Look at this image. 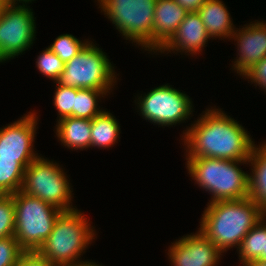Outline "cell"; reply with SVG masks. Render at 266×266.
<instances>
[{
    "instance_id": "30",
    "label": "cell",
    "mask_w": 266,
    "mask_h": 266,
    "mask_svg": "<svg viewBox=\"0 0 266 266\" xmlns=\"http://www.w3.org/2000/svg\"><path fill=\"white\" fill-rule=\"evenodd\" d=\"M187 12H197L206 0H174Z\"/></svg>"
},
{
    "instance_id": "12",
    "label": "cell",
    "mask_w": 266,
    "mask_h": 266,
    "mask_svg": "<svg viewBox=\"0 0 266 266\" xmlns=\"http://www.w3.org/2000/svg\"><path fill=\"white\" fill-rule=\"evenodd\" d=\"M171 266H218L222 252L198 229L169 245Z\"/></svg>"
},
{
    "instance_id": "6",
    "label": "cell",
    "mask_w": 266,
    "mask_h": 266,
    "mask_svg": "<svg viewBox=\"0 0 266 266\" xmlns=\"http://www.w3.org/2000/svg\"><path fill=\"white\" fill-rule=\"evenodd\" d=\"M105 17L125 40L152 54L154 12L157 0H97ZM138 44V46H137Z\"/></svg>"
},
{
    "instance_id": "15",
    "label": "cell",
    "mask_w": 266,
    "mask_h": 266,
    "mask_svg": "<svg viewBox=\"0 0 266 266\" xmlns=\"http://www.w3.org/2000/svg\"><path fill=\"white\" fill-rule=\"evenodd\" d=\"M188 12L174 0H157L154 12L152 53H157L177 31Z\"/></svg>"
},
{
    "instance_id": "14",
    "label": "cell",
    "mask_w": 266,
    "mask_h": 266,
    "mask_svg": "<svg viewBox=\"0 0 266 266\" xmlns=\"http://www.w3.org/2000/svg\"><path fill=\"white\" fill-rule=\"evenodd\" d=\"M210 39L200 15L197 12H188L177 31L155 55L172 52L195 57L194 55L203 51Z\"/></svg>"
},
{
    "instance_id": "3",
    "label": "cell",
    "mask_w": 266,
    "mask_h": 266,
    "mask_svg": "<svg viewBox=\"0 0 266 266\" xmlns=\"http://www.w3.org/2000/svg\"><path fill=\"white\" fill-rule=\"evenodd\" d=\"M82 212L77 208L63 211L58 216L49 237L37 250L42 258L53 265L96 264L91 260H81L89 244L96 238L95 227Z\"/></svg>"
},
{
    "instance_id": "31",
    "label": "cell",
    "mask_w": 266,
    "mask_h": 266,
    "mask_svg": "<svg viewBox=\"0 0 266 266\" xmlns=\"http://www.w3.org/2000/svg\"><path fill=\"white\" fill-rule=\"evenodd\" d=\"M243 266H266V261L264 260H252L249 262L242 263Z\"/></svg>"
},
{
    "instance_id": "1",
    "label": "cell",
    "mask_w": 266,
    "mask_h": 266,
    "mask_svg": "<svg viewBox=\"0 0 266 266\" xmlns=\"http://www.w3.org/2000/svg\"><path fill=\"white\" fill-rule=\"evenodd\" d=\"M181 134L185 158L208 157L248 161L255 144L239 121L210 106Z\"/></svg>"
},
{
    "instance_id": "34",
    "label": "cell",
    "mask_w": 266,
    "mask_h": 266,
    "mask_svg": "<svg viewBox=\"0 0 266 266\" xmlns=\"http://www.w3.org/2000/svg\"><path fill=\"white\" fill-rule=\"evenodd\" d=\"M259 260H264L266 261V245H265V253H262L261 257L259 258Z\"/></svg>"
},
{
    "instance_id": "2",
    "label": "cell",
    "mask_w": 266,
    "mask_h": 266,
    "mask_svg": "<svg viewBox=\"0 0 266 266\" xmlns=\"http://www.w3.org/2000/svg\"><path fill=\"white\" fill-rule=\"evenodd\" d=\"M266 213L250 198L207 203L198 228L222 253L240 247Z\"/></svg>"
},
{
    "instance_id": "27",
    "label": "cell",
    "mask_w": 266,
    "mask_h": 266,
    "mask_svg": "<svg viewBox=\"0 0 266 266\" xmlns=\"http://www.w3.org/2000/svg\"><path fill=\"white\" fill-rule=\"evenodd\" d=\"M24 253L15 236L0 239V266H16Z\"/></svg>"
},
{
    "instance_id": "16",
    "label": "cell",
    "mask_w": 266,
    "mask_h": 266,
    "mask_svg": "<svg viewBox=\"0 0 266 266\" xmlns=\"http://www.w3.org/2000/svg\"><path fill=\"white\" fill-rule=\"evenodd\" d=\"M211 39H229L236 30L230 12L222 0H206L197 11Z\"/></svg>"
},
{
    "instance_id": "7",
    "label": "cell",
    "mask_w": 266,
    "mask_h": 266,
    "mask_svg": "<svg viewBox=\"0 0 266 266\" xmlns=\"http://www.w3.org/2000/svg\"><path fill=\"white\" fill-rule=\"evenodd\" d=\"M96 45L90 41L66 62L56 82L61 86L78 89L113 90L118 79L115 66L108 59L107 53Z\"/></svg>"
},
{
    "instance_id": "26",
    "label": "cell",
    "mask_w": 266,
    "mask_h": 266,
    "mask_svg": "<svg viewBox=\"0 0 266 266\" xmlns=\"http://www.w3.org/2000/svg\"><path fill=\"white\" fill-rule=\"evenodd\" d=\"M15 218L12 194H0V239L14 236Z\"/></svg>"
},
{
    "instance_id": "29",
    "label": "cell",
    "mask_w": 266,
    "mask_h": 266,
    "mask_svg": "<svg viewBox=\"0 0 266 266\" xmlns=\"http://www.w3.org/2000/svg\"><path fill=\"white\" fill-rule=\"evenodd\" d=\"M16 266H54L37 252H25Z\"/></svg>"
},
{
    "instance_id": "25",
    "label": "cell",
    "mask_w": 266,
    "mask_h": 266,
    "mask_svg": "<svg viewBox=\"0 0 266 266\" xmlns=\"http://www.w3.org/2000/svg\"><path fill=\"white\" fill-rule=\"evenodd\" d=\"M55 84L53 104L58 111L57 121L65 117H74L76 88L61 86L57 82Z\"/></svg>"
},
{
    "instance_id": "32",
    "label": "cell",
    "mask_w": 266,
    "mask_h": 266,
    "mask_svg": "<svg viewBox=\"0 0 266 266\" xmlns=\"http://www.w3.org/2000/svg\"><path fill=\"white\" fill-rule=\"evenodd\" d=\"M32 1H35V0H4L5 4H29V3H32Z\"/></svg>"
},
{
    "instance_id": "4",
    "label": "cell",
    "mask_w": 266,
    "mask_h": 266,
    "mask_svg": "<svg viewBox=\"0 0 266 266\" xmlns=\"http://www.w3.org/2000/svg\"><path fill=\"white\" fill-rule=\"evenodd\" d=\"M188 175L200 189L208 192L210 200L245 199L249 195V175L240 165L248 161H234L208 157L185 158Z\"/></svg>"
},
{
    "instance_id": "13",
    "label": "cell",
    "mask_w": 266,
    "mask_h": 266,
    "mask_svg": "<svg viewBox=\"0 0 266 266\" xmlns=\"http://www.w3.org/2000/svg\"><path fill=\"white\" fill-rule=\"evenodd\" d=\"M244 26V27H243ZM236 28L231 40L237 43L236 59L232 61V71L243 76L249 69L266 57V22L255 20Z\"/></svg>"
},
{
    "instance_id": "23",
    "label": "cell",
    "mask_w": 266,
    "mask_h": 266,
    "mask_svg": "<svg viewBox=\"0 0 266 266\" xmlns=\"http://www.w3.org/2000/svg\"><path fill=\"white\" fill-rule=\"evenodd\" d=\"M84 41V42H83ZM91 40L77 39L72 34H61L53 43L48 45L50 48L64 63L68 62L75 55H77Z\"/></svg>"
},
{
    "instance_id": "24",
    "label": "cell",
    "mask_w": 266,
    "mask_h": 266,
    "mask_svg": "<svg viewBox=\"0 0 266 266\" xmlns=\"http://www.w3.org/2000/svg\"><path fill=\"white\" fill-rule=\"evenodd\" d=\"M37 57L36 67L39 72L55 83L60 78L65 63L48 47Z\"/></svg>"
},
{
    "instance_id": "21",
    "label": "cell",
    "mask_w": 266,
    "mask_h": 266,
    "mask_svg": "<svg viewBox=\"0 0 266 266\" xmlns=\"http://www.w3.org/2000/svg\"><path fill=\"white\" fill-rule=\"evenodd\" d=\"M112 91L76 88L74 117L92 120L95 116L100 115L105 109L103 107L100 109L101 106L98 102H101V98L108 97Z\"/></svg>"
},
{
    "instance_id": "36",
    "label": "cell",
    "mask_w": 266,
    "mask_h": 266,
    "mask_svg": "<svg viewBox=\"0 0 266 266\" xmlns=\"http://www.w3.org/2000/svg\"><path fill=\"white\" fill-rule=\"evenodd\" d=\"M93 266H103V265H102V264H97V263H96V264H94Z\"/></svg>"
},
{
    "instance_id": "17",
    "label": "cell",
    "mask_w": 266,
    "mask_h": 266,
    "mask_svg": "<svg viewBox=\"0 0 266 266\" xmlns=\"http://www.w3.org/2000/svg\"><path fill=\"white\" fill-rule=\"evenodd\" d=\"M56 122L55 133L63 147L74 151L91 148L92 120L65 117Z\"/></svg>"
},
{
    "instance_id": "18",
    "label": "cell",
    "mask_w": 266,
    "mask_h": 266,
    "mask_svg": "<svg viewBox=\"0 0 266 266\" xmlns=\"http://www.w3.org/2000/svg\"><path fill=\"white\" fill-rule=\"evenodd\" d=\"M248 165L251 166L248 197L266 213V142L254 144Z\"/></svg>"
},
{
    "instance_id": "8",
    "label": "cell",
    "mask_w": 266,
    "mask_h": 266,
    "mask_svg": "<svg viewBox=\"0 0 266 266\" xmlns=\"http://www.w3.org/2000/svg\"><path fill=\"white\" fill-rule=\"evenodd\" d=\"M41 155L25 168L21 191L61 211L77 209L72 204L73 188L63 166Z\"/></svg>"
},
{
    "instance_id": "9",
    "label": "cell",
    "mask_w": 266,
    "mask_h": 266,
    "mask_svg": "<svg viewBox=\"0 0 266 266\" xmlns=\"http://www.w3.org/2000/svg\"><path fill=\"white\" fill-rule=\"evenodd\" d=\"M136 96L137 112L143 119L160 127H170L191 119L195 112L191 97L185 92L164 84Z\"/></svg>"
},
{
    "instance_id": "22",
    "label": "cell",
    "mask_w": 266,
    "mask_h": 266,
    "mask_svg": "<svg viewBox=\"0 0 266 266\" xmlns=\"http://www.w3.org/2000/svg\"><path fill=\"white\" fill-rule=\"evenodd\" d=\"M25 168L15 159L0 158V194L21 190Z\"/></svg>"
},
{
    "instance_id": "20",
    "label": "cell",
    "mask_w": 266,
    "mask_h": 266,
    "mask_svg": "<svg viewBox=\"0 0 266 266\" xmlns=\"http://www.w3.org/2000/svg\"><path fill=\"white\" fill-rule=\"evenodd\" d=\"M265 245L266 216L243 237L242 243L237 250L240 263L259 259L262 253H265Z\"/></svg>"
},
{
    "instance_id": "28",
    "label": "cell",
    "mask_w": 266,
    "mask_h": 266,
    "mask_svg": "<svg viewBox=\"0 0 266 266\" xmlns=\"http://www.w3.org/2000/svg\"><path fill=\"white\" fill-rule=\"evenodd\" d=\"M242 78L247 79L248 83L249 81L251 84L254 83V86L256 87L258 85L259 88H261L260 90L266 93V57L254 64L249 71L242 76Z\"/></svg>"
},
{
    "instance_id": "10",
    "label": "cell",
    "mask_w": 266,
    "mask_h": 266,
    "mask_svg": "<svg viewBox=\"0 0 266 266\" xmlns=\"http://www.w3.org/2000/svg\"><path fill=\"white\" fill-rule=\"evenodd\" d=\"M27 4H5L0 12V63L31 49L36 38V18Z\"/></svg>"
},
{
    "instance_id": "35",
    "label": "cell",
    "mask_w": 266,
    "mask_h": 266,
    "mask_svg": "<svg viewBox=\"0 0 266 266\" xmlns=\"http://www.w3.org/2000/svg\"><path fill=\"white\" fill-rule=\"evenodd\" d=\"M4 6H5L4 0H0V12L2 11Z\"/></svg>"
},
{
    "instance_id": "5",
    "label": "cell",
    "mask_w": 266,
    "mask_h": 266,
    "mask_svg": "<svg viewBox=\"0 0 266 266\" xmlns=\"http://www.w3.org/2000/svg\"><path fill=\"white\" fill-rule=\"evenodd\" d=\"M12 197L16 217L14 236L25 252H37L63 211L21 190Z\"/></svg>"
},
{
    "instance_id": "11",
    "label": "cell",
    "mask_w": 266,
    "mask_h": 266,
    "mask_svg": "<svg viewBox=\"0 0 266 266\" xmlns=\"http://www.w3.org/2000/svg\"><path fill=\"white\" fill-rule=\"evenodd\" d=\"M38 117L37 112L33 110L13 123L0 128V158L15 159L27 168L40 156L33 148Z\"/></svg>"
},
{
    "instance_id": "19",
    "label": "cell",
    "mask_w": 266,
    "mask_h": 266,
    "mask_svg": "<svg viewBox=\"0 0 266 266\" xmlns=\"http://www.w3.org/2000/svg\"><path fill=\"white\" fill-rule=\"evenodd\" d=\"M120 127L117 118L110 111L104 110L100 115L95 116L91 126V148L114 147L120 141Z\"/></svg>"
},
{
    "instance_id": "33",
    "label": "cell",
    "mask_w": 266,
    "mask_h": 266,
    "mask_svg": "<svg viewBox=\"0 0 266 266\" xmlns=\"http://www.w3.org/2000/svg\"><path fill=\"white\" fill-rule=\"evenodd\" d=\"M94 264H65V265H54V266H93Z\"/></svg>"
}]
</instances>
